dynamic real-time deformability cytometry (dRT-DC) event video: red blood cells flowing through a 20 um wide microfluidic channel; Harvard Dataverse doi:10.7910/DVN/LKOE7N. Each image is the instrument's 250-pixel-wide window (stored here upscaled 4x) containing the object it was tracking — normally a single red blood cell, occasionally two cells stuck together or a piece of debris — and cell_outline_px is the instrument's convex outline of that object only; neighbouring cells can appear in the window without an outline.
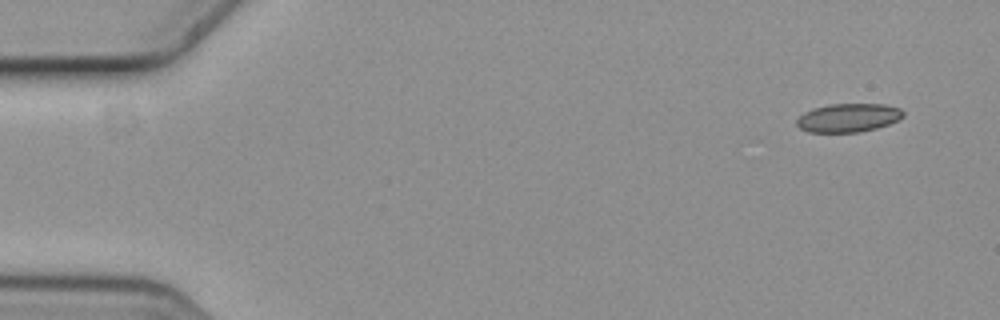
{"species": "common noctule bat (a hibernating species)", "species_latin": "Nyctalus noctula", "temperature_condition": "cold", "stored_images_in_passage": 5, "camera_frame_rate_fps": 3000, "um_per_image_px": 0.085, "animal": {"sex": "female", "body_mass_g": 19.3, "forearm_length_mm": 54.1}, "frame": {"image": 1, "passage_image": 1, "time_ms": 0.0, "image_size_px": [1000, 320], "cell_outline_px": [[904, 116], [900, 120], [876, 128], [860, 132], [808, 132], [800, 128], [796, 124], [796, 120], [804, 112], [812, 108], [828, 104], [884, 104], [900, 108], [904, 112]], "centroid_in_image_um": [72.11, 10.0], "position_along_channel_um": 12.9, "area_um2": 17.86}}
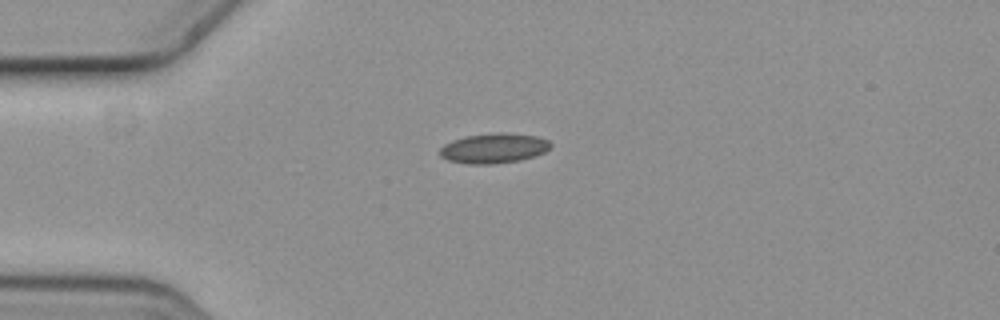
{"frame": {"image": 2, "passage_image": 4, "time_ms": 1.0, "image_size_px": [1000, 320], "cell_outline_px": [[552, 148], [536, 156], [520, 160], [492, 164], [468, 164], [448, 160], [440, 156], [440, 148], [444, 144], [452, 140], [464, 136], [496, 132], [508, 132], [536, 136], [548, 140], [552, 144]], "centroid_in_image_um": [41.99, 12.59], "position_along_channel_um": 43.0, "area_um2": 19.59}}